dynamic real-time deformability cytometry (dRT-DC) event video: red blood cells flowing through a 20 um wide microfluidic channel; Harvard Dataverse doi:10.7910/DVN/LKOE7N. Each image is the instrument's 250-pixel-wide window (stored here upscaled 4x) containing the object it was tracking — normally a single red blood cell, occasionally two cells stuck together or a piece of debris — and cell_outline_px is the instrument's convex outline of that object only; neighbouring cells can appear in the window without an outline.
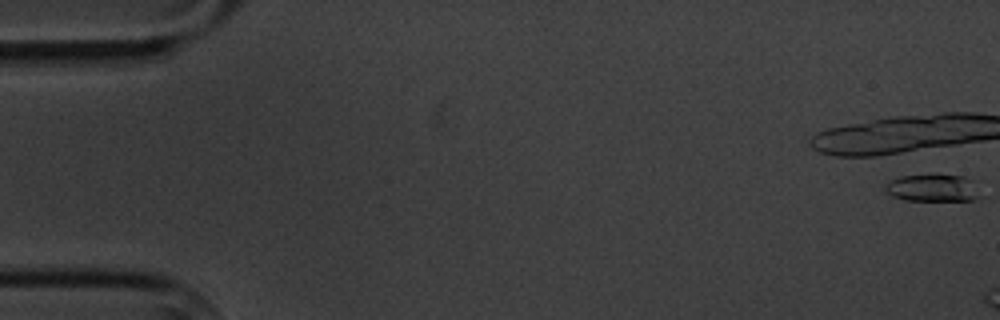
{"species": "common noctule bat (a hibernating species)", "species_latin": "Nyctalus noctula", "temperature_condition": "cold", "stored_images_in_passage": 3, "camera_frame_rate_fps": 3000, "um_per_image_px": 0.085, "animal": {"sex": "male", "body_mass_g": 20.1, "forearm_length_mm": 53.5}, "frame": {"image": 1, "passage_image": 1, "time_ms": 0.0, "image_size_px": [1000, 320], "cell_outline_px": [[980, 196], [972, 200], [904, 200], [892, 196], [884, 192], [884, 184], [888, 180], [900, 176], [932, 172], [936, 172], [964, 176], [972, 180]], "centroid_in_image_um": [79.2, 15.92], "position_along_channel_um": 5.8, "area_um2": 15.84}}